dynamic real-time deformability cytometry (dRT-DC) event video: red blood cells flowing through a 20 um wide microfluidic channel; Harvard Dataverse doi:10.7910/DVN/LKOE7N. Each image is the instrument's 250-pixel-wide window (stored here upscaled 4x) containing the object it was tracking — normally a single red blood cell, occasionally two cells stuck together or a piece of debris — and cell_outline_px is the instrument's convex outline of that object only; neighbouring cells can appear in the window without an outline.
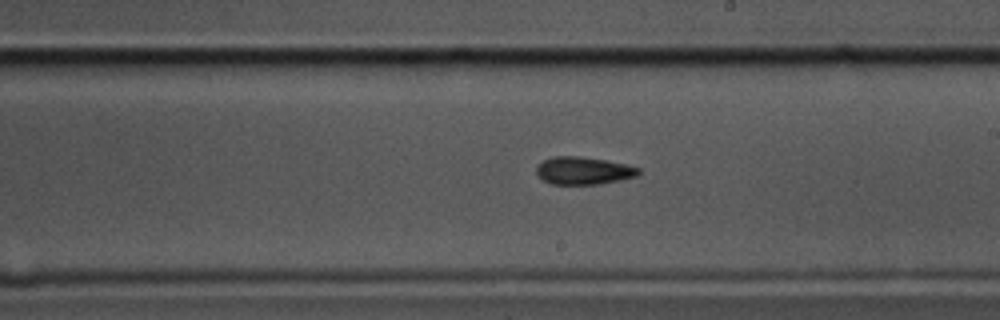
{"species": "common noctule bat (a hibernating species)", "species_latin": "Nyctalus noctula", "temperature_condition": "cold", "stored_images_in_passage": 47, "camera_frame_rate_fps": 3000, "um_per_image_px": 0.085, "animal": {"sex": "male", "body_mass_g": 17.5, "forearm_length_mm": 52.3}, "frame": {"image": 1, "passage_image": 22, "time_ms": 7.0, "image_size_px": [1000, 320], "cell_outline_px": [[640, 176], [600, 184], [552, 184], [544, 180], [536, 172], [536, 168], [544, 160], [552, 156], [580, 156], [628, 164], [640, 168]], "centroid_in_image_um": [49.65, 14.5], "position_along_channel_um": 239.3, "area_um2": 16.47}}
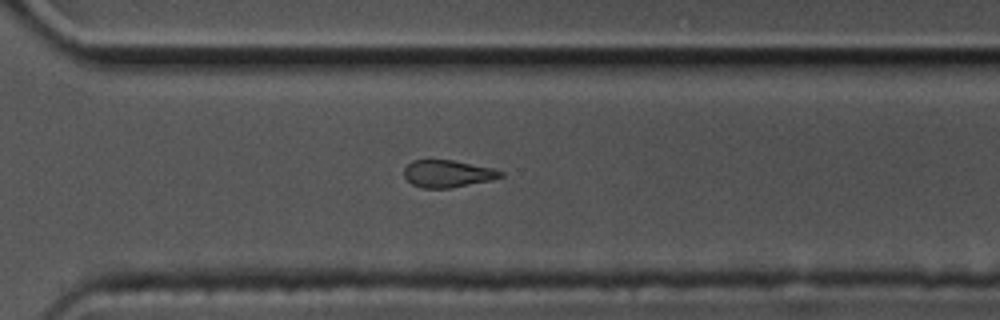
{"frame": {"image": 2, "passage_image": 30, "time_ms": 9.667, "image_size_px": [1000, 320], "cell_outline_px": [[504, 176], [492, 180], [452, 188], [424, 188], [412, 184], [404, 176], [404, 168], [412, 160], [452, 160], [492, 168], [504, 172]], "centroid_in_image_um": [38.06, 14.77], "position_along_channel_um": 332.5, "area_um2": 15.32}}
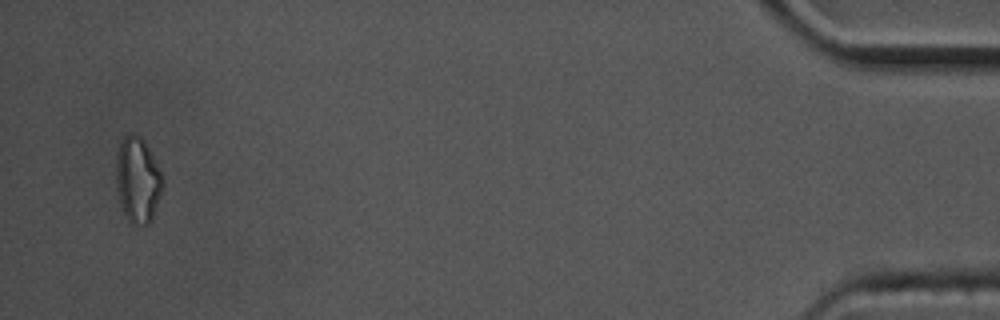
{"frame": {"image": 3, "passage_image": 45, "time_ms": 14.667, "image_size_px": [1000, 320], "cell_outline_px": [[164, 184], [152, 220], [148, 224], [132, 224], [128, 220], [120, 204], [116, 184], [116, 152], [120, 140], [124, 136], [132, 132], [140, 136], [144, 140], [164, 180]], "centroid_in_image_um": [11.68, 15.28], "position_along_channel_um": 423.5, "area_um2": 23.29}, "authors_computed_cell_mechanics": {"area_um2": 16.8198, "velocity_mm_per_s": 3.4953, "shape_relaxation_time_tau1_ms": 3.4336, "shape_relaxation_time_tau2_ms": 5.742, "deformation_change_tau1": 0.1072, "deformation_change_tau2": 0.127}}